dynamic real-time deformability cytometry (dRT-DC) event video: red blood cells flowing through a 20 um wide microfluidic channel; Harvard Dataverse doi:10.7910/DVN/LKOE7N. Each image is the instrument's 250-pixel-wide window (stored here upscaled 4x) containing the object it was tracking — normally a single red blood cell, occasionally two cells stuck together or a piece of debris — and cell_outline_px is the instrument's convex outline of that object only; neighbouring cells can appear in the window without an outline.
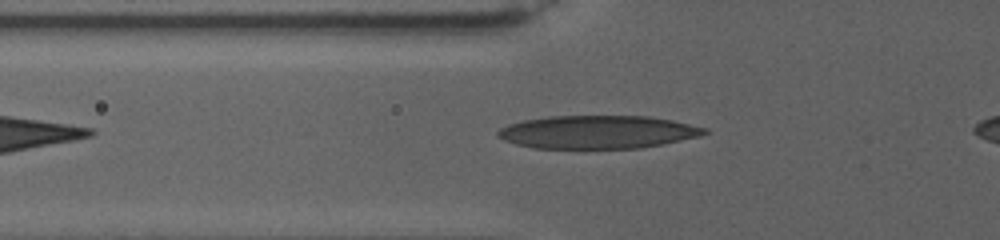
{"species": "human", "species_latin": "Homo sapiens", "temperature_condition": "warm", "stored_images_in_passage": 64, "camera_frame_rate_fps": 3000, "um_per_image_px": 0.085, "donor": {"sex": "female"}, "frame": {"image": 1, "passage_image": 8, "time_ms": 2.333, "image_size_px": [1000, 240], "cell_outline_px": [[708, 132], [700, 136], [640, 148], [532, 148], [516, 144], [504, 140], [496, 136], [496, 132], [500, 128], [508, 124], [524, 120], [548, 116], [648, 116], [672, 120], [708, 128]], "centroid_in_image_um": [50.77, 11.22], "position_along_channel_um": 75.0, "area_um2": 39.82}}
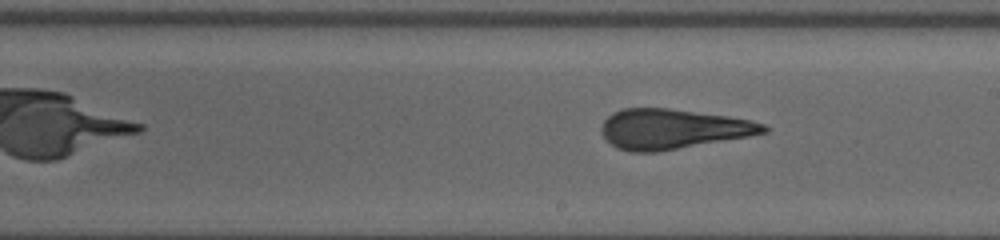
{"frame": {"image": 2, "passage_image": 28, "time_ms": 8.333, "image_size_px": [1000, 240], "cell_outline_px": [[768, 132], [748, 136], [656, 152], [632, 152], [616, 148], [600, 132], [600, 128], [604, 120], [612, 112], [624, 108], [668, 108], [728, 116], [752, 120], [764, 124], [768, 128]], "centroid_in_image_um": [57.15, 10.95], "position_along_channel_um": 231.8, "area_um2": 37.57}}
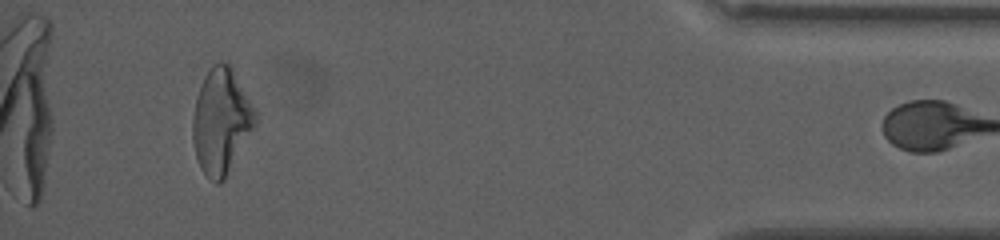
{"frame": {"image": 3, "passage_image": 62, "time_ms": 17.333, "image_size_px": [1000, 240], "cell_outline_px": [[256, 120], [224, 180], [220, 184], [216, 184], [208, 180], [200, 168], [196, 156], [192, 140], [192, 120], [196, 96], [200, 84], [204, 76], [212, 64], [220, 60], [232, 64], [256, 112]], "centroid_in_image_um": [18.76, 10.26], "position_along_channel_um": 416.4, "area_um2": 38.49}}